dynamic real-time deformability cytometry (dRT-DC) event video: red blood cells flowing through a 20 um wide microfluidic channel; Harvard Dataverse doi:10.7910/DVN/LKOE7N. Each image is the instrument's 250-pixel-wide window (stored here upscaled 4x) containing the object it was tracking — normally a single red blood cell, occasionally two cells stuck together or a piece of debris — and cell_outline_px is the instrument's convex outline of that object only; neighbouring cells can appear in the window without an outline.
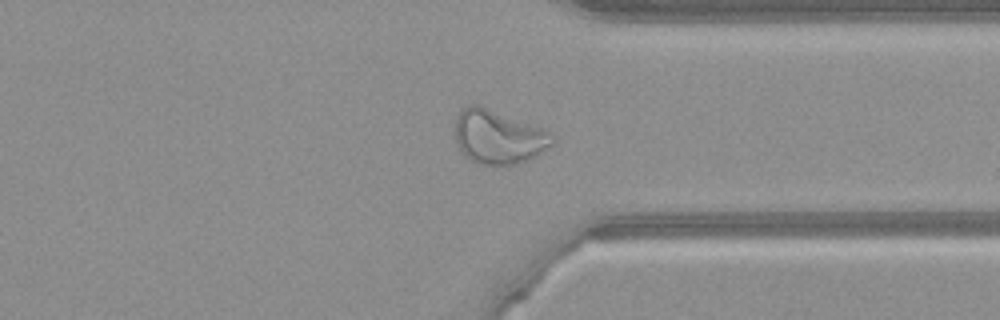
{"species": "common noctule bat (a hibernating species)", "species_latin": "Nyctalus noctula", "temperature_condition": "warm", "stored_images_in_passage": 52, "camera_frame_rate_fps": 3000, "um_per_image_px": 0.085, "animal": {"sex": "female", "body_mass_g": 21.9}, "frame": {"image": 1, "passage_image": 39, "time_ms": 12.667, "image_size_px": [1000, 320], "cell_outline_px": [[556, 140], [552, 144], [536, 156], [516, 164], [476, 164], [464, 156], [460, 152], [456, 144], [456, 116], [468, 104], [480, 104], [552, 132], [556, 136]], "centroid_in_image_um": [42.35, 11.63], "position_along_channel_um": 369.0, "area_um2": 30.75}}
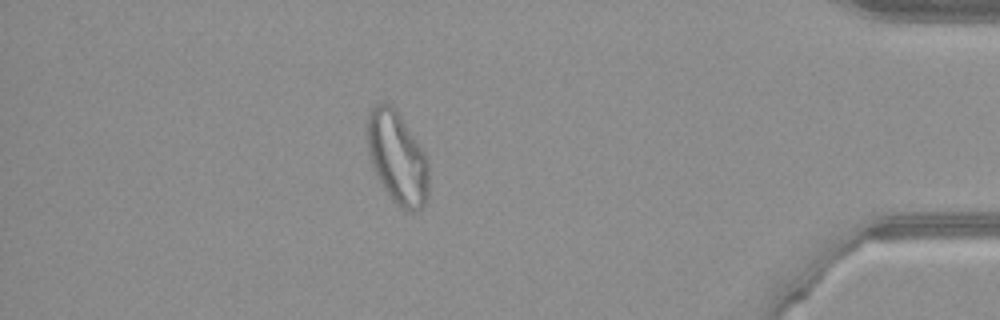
{"frame": {"image": 2, "passage_image": 45, "time_ms": 14.667, "image_size_px": [1000, 320], "cell_outline_px": [[428, 196], [424, 204], [420, 208], [412, 212], [408, 212], [396, 204], [392, 200], [384, 188], [372, 168], [368, 152], [368, 112], [380, 100], [384, 100], [392, 104], [396, 108], [424, 152], [428, 160]], "centroid_in_image_um": [33.76, 13.38], "position_along_channel_um": 401.4, "area_um2": 33.29}}